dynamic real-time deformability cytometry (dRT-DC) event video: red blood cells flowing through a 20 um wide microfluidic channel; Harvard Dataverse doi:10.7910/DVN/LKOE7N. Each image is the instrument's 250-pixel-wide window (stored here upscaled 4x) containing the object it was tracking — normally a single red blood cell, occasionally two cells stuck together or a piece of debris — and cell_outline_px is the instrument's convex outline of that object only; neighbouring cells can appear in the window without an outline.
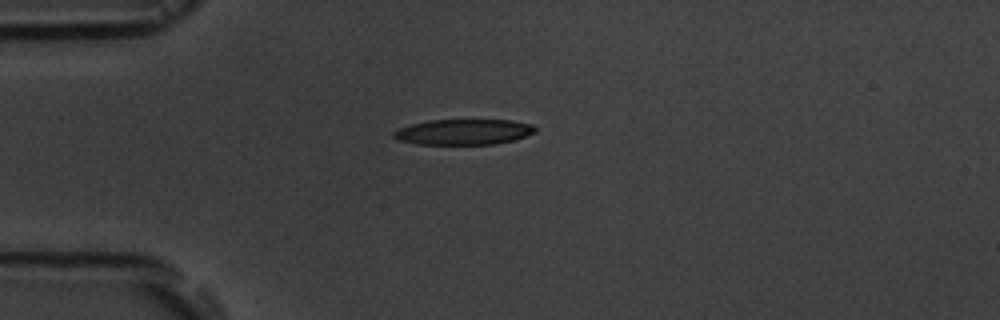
{"species": "common noctule bat (a hibernating species)", "species_latin": "Nyctalus noctula", "temperature_condition": "room temperature", "stored_images_in_passage": 5, "camera_frame_rate_fps": 3000, "um_per_image_px": 0.085, "animal": {"sex": "male", "body_mass_g": 19.5, "forearm_length_mm": 54.6}, "frame": {"image": 1, "passage_image": 1, "time_ms": 0.0, "image_size_px": [1000, 320], "cell_outline_px": [[536, 132], [512, 140], [492, 144], [416, 144], [400, 140], [392, 136], [392, 132], [396, 128], [428, 120], [512, 120], [532, 124], [536, 128]], "centroid_in_image_um": [39.37, 11.2], "position_along_channel_um": 45.6, "area_um2": 21.04}}
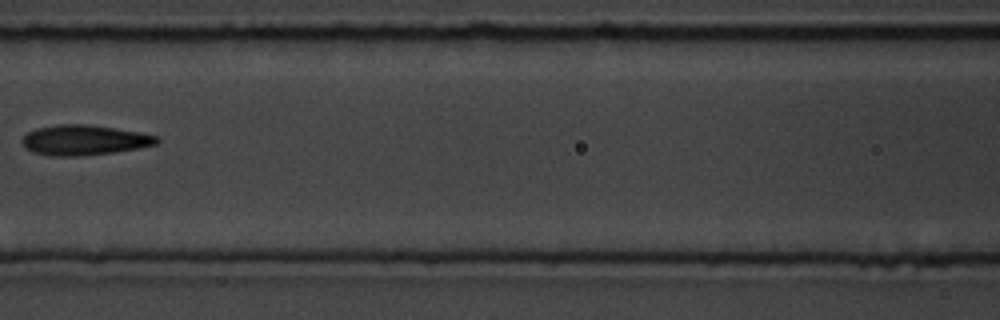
{"frame": {"image": 2, "passage_image": 4, "time_ms": 3.667, "image_size_px": [1000, 320], "cell_outline_px": [[160, 140], [156, 144], [136, 148], [112, 152], [80, 156], [56, 156], [36, 152], [24, 148], [20, 140], [28, 132], [36, 128], [56, 124], [84, 124], [140, 132], [160, 136]], "centroid_in_image_um": [7.14, 11.9], "position_along_channel_um": 159.5, "area_um2": 23.47}}
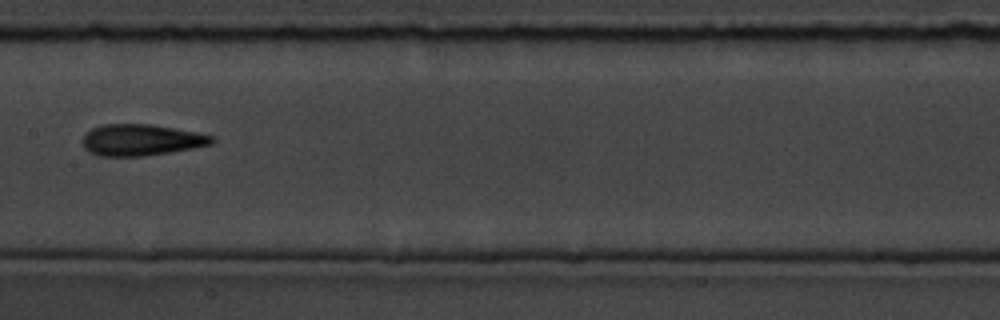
{"frame": {"image": 3, "passage_image": 5, "time_ms": 4.667, "image_size_px": [1000, 320], "cell_outline_px": [[216, 140], [212, 144], [192, 148], [144, 156], [100, 156], [88, 152], [84, 148], [80, 140], [92, 128], [104, 124], [152, 124], [196, 132], [212, 136]], "centroid_in_image_um": [11.96, 11.9], "position_along_channel_um": 195.4, "area_um2": 23.64}}